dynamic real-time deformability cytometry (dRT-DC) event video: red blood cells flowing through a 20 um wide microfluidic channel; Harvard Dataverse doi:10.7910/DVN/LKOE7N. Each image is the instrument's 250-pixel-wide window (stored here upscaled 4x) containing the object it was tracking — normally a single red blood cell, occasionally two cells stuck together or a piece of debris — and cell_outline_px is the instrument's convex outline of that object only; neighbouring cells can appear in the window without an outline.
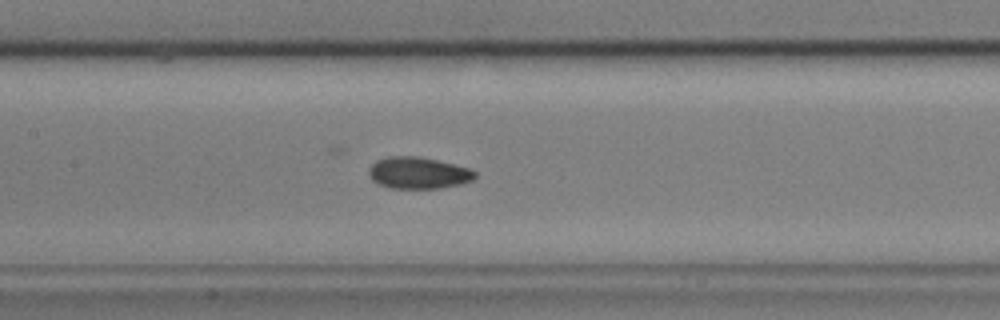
{"species": "common noctule bat (a hibernating species)", "species_latin": "Nyctalus noctula", "temperature_condition": "cold", "stored_images_in_passage": 35, "camera_frame_rate_fps": 3000, "um_per_image_px": 0.085, "animal": {"sex": "male", "body_mass_g": 17.9, "forearm_length_mm": 54.2}, "frame": {"image": 1, "passage_image": 12, "time_ms": 3.667, "image_size_px": [1000, 320], "cell_outline_px": [[476, 176], [472, 180], [460, 184], [440, 188], [388, 188], [372, 180], [368, 176], [368, 168], [376, 160], [388, 156], [420, 156], [472, 168], [476, 172]], "centroid_in_image_um": [35.55, 14.69], "position_along_channel_um": 171.9, "area_um2": 19.83}}
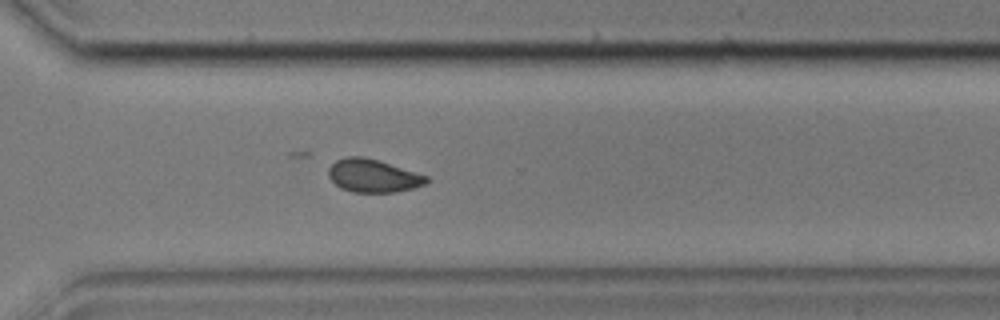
{"frame": {"image": 2, "passage_image": 26, "time_ms": 8.333, "image_size_px": [1000, 320], "cell_outline_px": [[428, 180], [424, 184], [412, 188], [396, 192], [352, 192], [340, 188], [328, 176], [328, 168], [336, 160], [344, 156], [364, 156], [428, 176]], "centroid_in_image_um": [31.66, 14.93], "position_along_channel_um": 338.9, "area_um2": 18.73}}
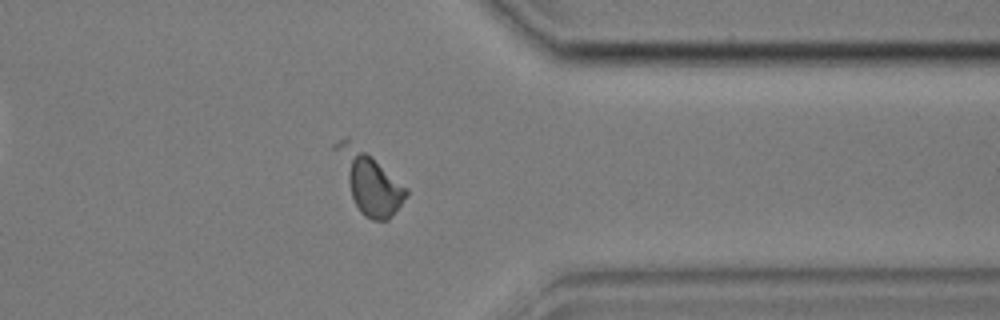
{"frame": {"image": 3, "passage_image": 30, "time_ms": 9.667, "image_size_px": [1000, 320], "cell_outline_px": [[408, 196], [388, 220], [372, 220], [364, 216], [360, 212], [352, 196], [332, 148], [332, 144], [348, 136], [372, 156], [408, 188]], "centroid_in_image_um": [31.38, 15.41], "position_along_channel_um": 380.0, "area_um2": 24.68}, "authors_computed_cell_mechanics": {"area_um2": 19.941, "velocity_mm_per_s": 3.5915, "shape_relaxation_time_tau1_ms": 5.5037, "shape_relaxation_time_tau2_ms": 2.5162, "deformation_change_tau1": 0.1074, "deformation_change_tau2": 0.0654}}